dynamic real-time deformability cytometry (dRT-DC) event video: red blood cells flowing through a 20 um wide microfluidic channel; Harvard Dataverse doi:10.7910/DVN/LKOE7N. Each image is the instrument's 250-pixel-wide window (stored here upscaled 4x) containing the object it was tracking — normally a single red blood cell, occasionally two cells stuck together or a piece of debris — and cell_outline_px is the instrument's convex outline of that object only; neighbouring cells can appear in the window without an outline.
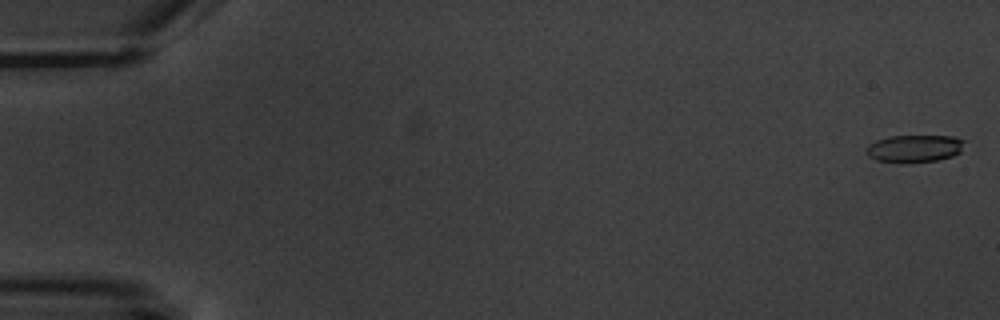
{"species": "common noctule bat (a hibernating species)", "species_latin": "Nyctalus noctula", "temperature_condition": "warm", "stored_images_in_passage": 6, "segment_of_instrument_passage": [1, 2], "camera_frame_rate_fps": 3000, "um_per_image_px": 0.085, "animal": {"sex": "male", "body_mass_g": 20.1, "forearm_length_mm": 53.5}, "frame": {"image": 1, "passage_image": 1, "time_ms": 0.0, "image_size_px": [1000, 320], "cell_outline_px": [[968, 140], [960, 152], [952, 156], [936, 160], [876, 160], [868, 156], [864, 152], [864, 148], [868, 144], [876, 140], [888, 136], [952, 136]], "centroid_in_image_um": [77.74, 12.57], "position_along_channel_um": 7.3, "area_um2": 15.32}}
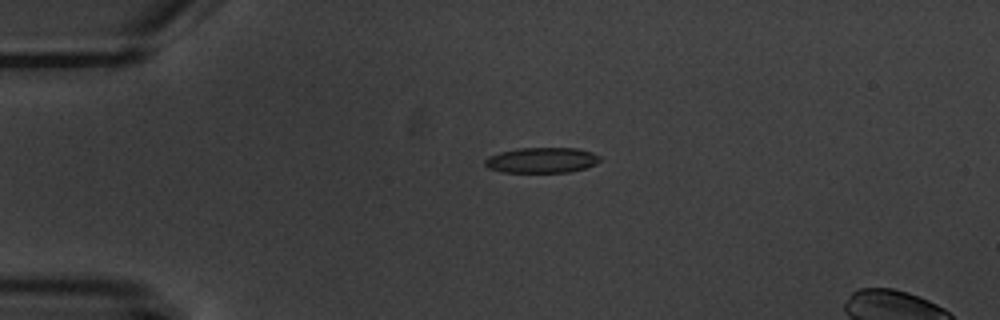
{"frame": {"image": 2, "passage_image": 4, "time_ms": 4.333, "image_size_px": [1000, 320], "cell_outline_px": [[600, 160], [596, 164], [584, 168], [568, 172], [504, 172], [488, 168], [484, 164], [484, 160], [488, 156], [500, 152], [516, 148], [576, 148], [592, 152], [600, 156]], "centroid_in_image_um": [46.03, 13.61], "position_along_channel_um": 39.0, "area_um2": 17.05}}